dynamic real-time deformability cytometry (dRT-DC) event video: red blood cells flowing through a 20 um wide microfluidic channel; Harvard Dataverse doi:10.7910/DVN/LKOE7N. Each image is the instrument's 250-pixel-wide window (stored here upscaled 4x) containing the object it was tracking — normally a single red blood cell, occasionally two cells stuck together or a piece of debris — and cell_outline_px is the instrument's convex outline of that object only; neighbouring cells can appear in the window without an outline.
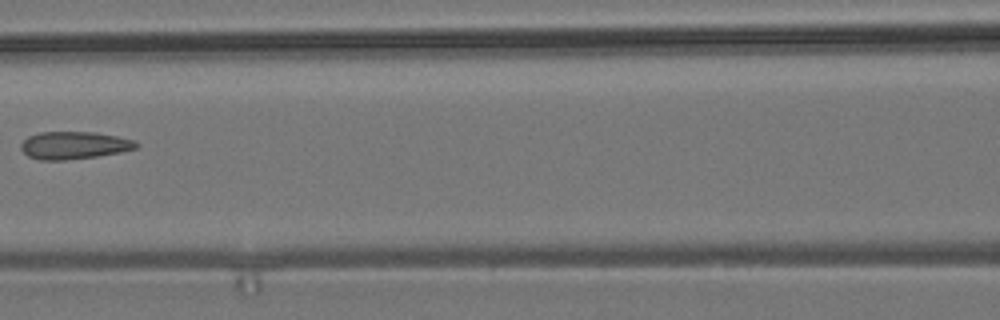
{"species": "common noctule bat (a hibernating species)", "species_latin": "Nyctalus noctula", "temperature_condition": "room temperature", "stored_images_in_passage": 5, "camera_frame_rate_fps": 3000, "um_per_image_px": 0.085, "animal": {"sex": "male", "body_mass_g": 19.2, "forearm_length_mm": 51.8}, "frame": {"image": 1, "passage_image": 5, "time_ms": 4.667, "image_size_px": [1000, 320], "cell_outline_px": [[140, 144], [136, 148], [120, 152], [96, 156], [64, 160], [40, 160], [28, 156], [20, 148], [20, 144], [28, 136], [40, 132], [96, 132], [116, 136], [132, 140]], "centroid_in_image_um": [6.27, 12.35], "position_along_channel_um": 160.3, "area_um2": 18.38}}